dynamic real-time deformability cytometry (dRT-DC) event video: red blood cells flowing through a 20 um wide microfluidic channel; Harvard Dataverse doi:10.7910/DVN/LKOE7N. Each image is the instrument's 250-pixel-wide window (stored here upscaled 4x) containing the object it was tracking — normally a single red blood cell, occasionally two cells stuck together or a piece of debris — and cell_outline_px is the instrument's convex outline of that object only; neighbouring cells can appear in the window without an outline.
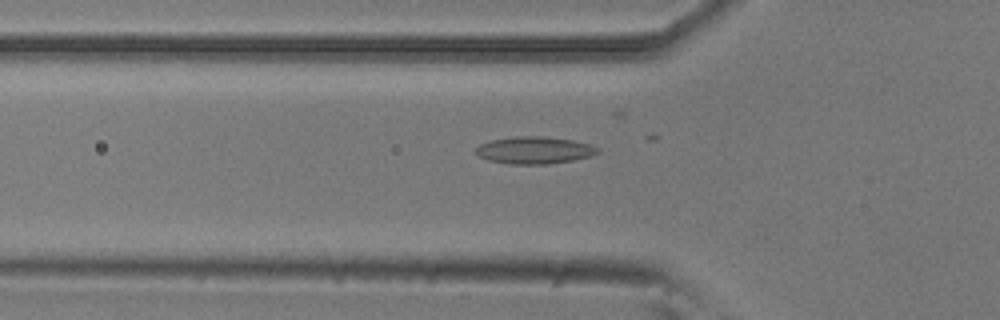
{"species": "common noctule bat (a hibernating species)", "species_latin": "Nyctalus noctula", "temperature_condition": "room temperature", "stored_images_in_passage": 32, "camera_frame_rate_fps": 3000, "um_per_image_px": 0.085, "animal": {"sex": "male", "body_mass_g": 20.5, "forearm_length_mm": 52.5}, "frame": {"image": 1, "passage_image": 18, "time_ms": 5.667, "image_size_px": [1000, 320], "cell_outline_px": [[600, 152], [592, 156], [572, 160], [548, 164], [508, 164], [488, 160], [480, 156], [476, 152], [476, 148], [480, 144], [492, 140], [516, 136], [544, 136], [572, 140], [588, 144], [600, 148]], "centroid_in_image_um": [45.45, 12.77], "position_along_channel_um": 80.4, "area_um2": 19.25}}
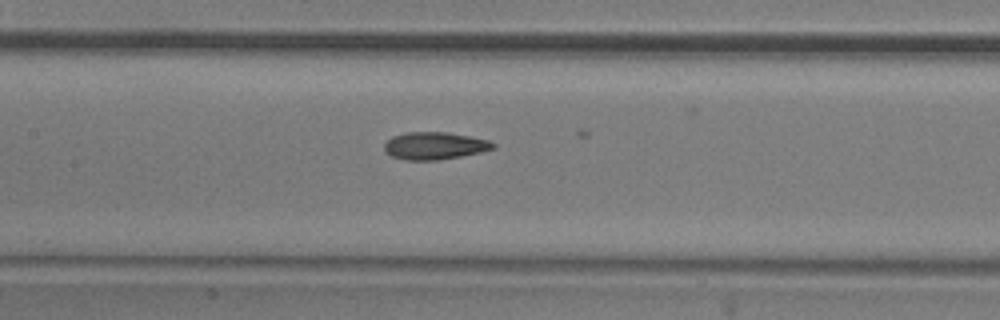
{"frame": {"image": 2, "passage_image": 25, "time_ms": 8.0, "image_size_px": [1000, 320], "cell_outline_px": [[496, 148], [480, 152], [460, 156], [436, 160], [404, 160], [392, 156], [384, 148], [384, 144], [392, 136], [408, 132], [448, 132], [488, 140], [496, 144]], "centroid_in_image_um": [36.95, 12.38], "position_along_channel_um": 170.5, "area_um2": 17.22}}
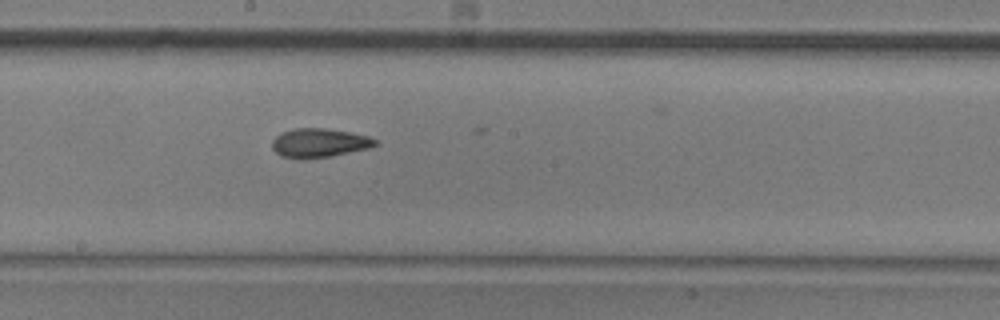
{"frame": {"image": 3, "passage_image": 29, "time_ms": 9.333, "image_size_px": [1000, 320], "cell_outline_px": [[376, 144], [368, 148], [332, 156], [304, 160], [300, 160], [280, 156], [272, 148], [272, 140], [280, 132], [296, 128], [324, 128], [348, 132], [368, 136], [376, 140]], "centroid_in_image_um": [27.06, 12.16], "position_along_channel_um": 221.1, "area_um2": 17.51}}